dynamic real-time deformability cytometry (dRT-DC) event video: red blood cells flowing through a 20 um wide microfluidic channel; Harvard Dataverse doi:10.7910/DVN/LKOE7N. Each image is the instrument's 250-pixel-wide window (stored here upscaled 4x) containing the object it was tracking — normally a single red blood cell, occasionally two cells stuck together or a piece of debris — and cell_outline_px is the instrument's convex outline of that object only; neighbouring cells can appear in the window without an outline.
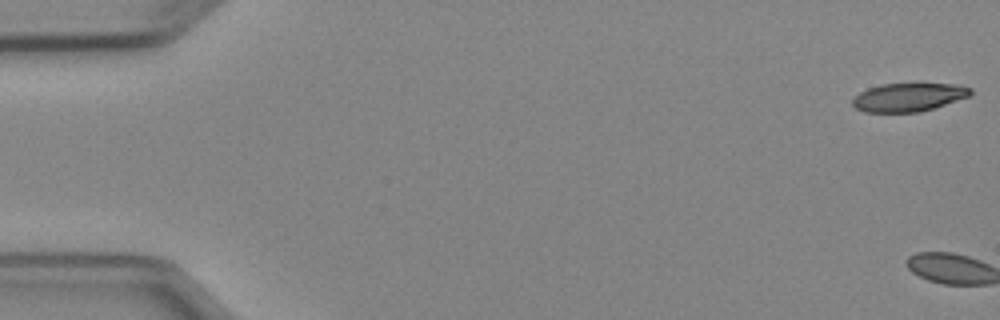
{"species": "Egyptian fruit bat (a non-hibernating species)", "species_latin": "Rousettus aegyptiacus", "temperature_condition": "cold", "stored_images_in_passage": 5, "camera_frame_rate_fps": 3000, "um_per_image_px": 0.085, "animal": {"sex": "female"}, "frame": {"image": 1, "passage_image": 1, "time_ms": 0.0, "image_size_px": [1000, 320], "cell_outline_px": [[972, 92], [968, 96], [920, 112], [864, 112], [856, 108], [852, 104], [852, 100], [860, 92], [868, 88], [880, 84], [956, 84], [972, 88]], "centroid_in_image_um": [77.19, 8.26], "position_along_channel_um": 7.8, "area_um2": 19.25}}